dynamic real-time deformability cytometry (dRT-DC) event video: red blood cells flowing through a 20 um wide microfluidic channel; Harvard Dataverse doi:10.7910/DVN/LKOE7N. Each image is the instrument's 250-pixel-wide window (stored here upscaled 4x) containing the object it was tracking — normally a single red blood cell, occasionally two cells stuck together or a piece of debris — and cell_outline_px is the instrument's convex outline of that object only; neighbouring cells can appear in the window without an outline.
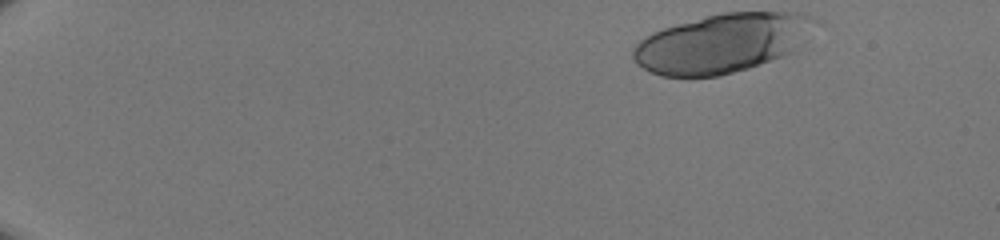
{"species": "human", "species_latin": "Homo sapiens", "temperature_condition": "room temperature", "stored_images_in_passage": 17, "camera_frame_rate_fps": 3000, "um_per_image_px": 0.085, "donor": {"sex": "male"}, "frame": {"image": 1, "passage_image": 1, "time_ms": 0.0, "image_size_px": [1000, 240], "cell_outline_px": [[824, 24], [792, 52], [748, 68], [720, 76], [660, 76], [636, 64], [632, 56], [632, 48], [640, 40], [652, 32], [676, 24], [704, 16], [724, 12], [800, 12], [820, 20]], "centroid_in_image_um": [61.46, 3.64], "position_along_channel_um": 23.5, "area_um2": 63.12}}